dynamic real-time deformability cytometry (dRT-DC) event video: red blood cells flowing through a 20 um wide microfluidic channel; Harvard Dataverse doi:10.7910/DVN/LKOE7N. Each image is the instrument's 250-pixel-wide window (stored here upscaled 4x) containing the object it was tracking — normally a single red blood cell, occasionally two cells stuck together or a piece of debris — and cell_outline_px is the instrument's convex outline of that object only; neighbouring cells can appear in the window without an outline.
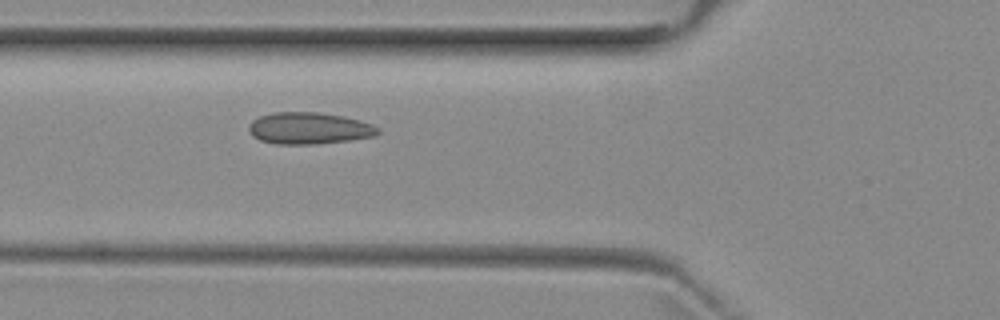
{"species": "common noctule bat (a hibernating species)", "species_latin": "Nyctalus noctula", "temperature_condition": "room temperature", "stored_images_in_passage": 2, "camera_frame_rate_fps": 3000, "um_per_image_px": 0.085, "animal": {"sex": "female", "body_mass_g": 29.2, "forearm_length_mm": 56.3}, "frame": {"image": 1, "passage_image": 2, "time_ms": 1.0, "image_size_px": [1000, 320], "cell_outline_px": [[380, 132], [372, 136], [348, 140], [312, 144], [276, 144], [260, 140], [252, 136], [248, 128], [248, 124], [252, 120], [260, 116], [272, 112], [320, 112], [344, 116], [360, 120], [372, 124], [380, 128]], "centroid_in_image_um": [26.24, 10.89], "position_along_channel_um": 99.6, "area_um2": 23.93}}